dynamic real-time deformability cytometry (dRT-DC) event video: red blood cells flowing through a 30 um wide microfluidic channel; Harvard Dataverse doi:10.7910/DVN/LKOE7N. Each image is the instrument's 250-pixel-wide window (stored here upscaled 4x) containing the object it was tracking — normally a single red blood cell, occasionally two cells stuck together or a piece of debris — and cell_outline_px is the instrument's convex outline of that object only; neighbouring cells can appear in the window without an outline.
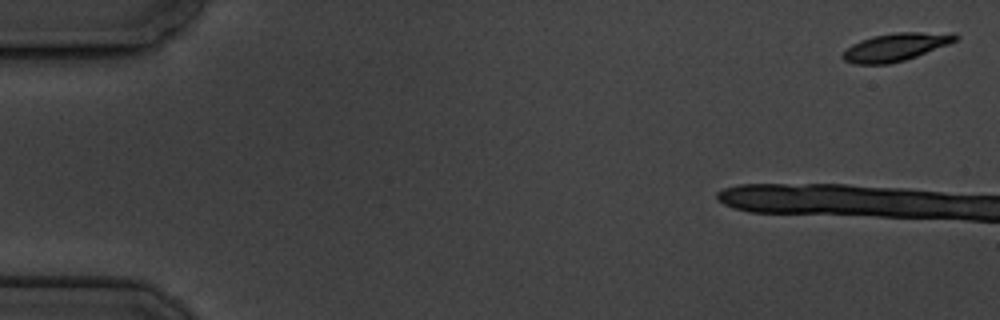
{"species": "common noctule bat (a hibernating species)", "species_latin": "Nyctalus noctula", "temperature_condition": "cold", "stored_images_in_passage": 5, "camera_frame_rate_fps": 3000, "um_per_image_px": 0.085, "animal": {"sex": "male", "body_mass_g": 19.5, "forearm_length_mm": 54.6}, "frame": {"image": 1, "passage_image": 1, "time_ms": 0.0, "image_size_px": [1000, 320], "cell_outline_px": [[960, 36], [956, 40], [948, 44], [916, 56], [904, 60], [888, 64], [856, 64], [844, 60], [840, 56], [852, 44], [860, 40], [872, 36], [896, 32], [956, 32]], "centroid_in_image_um": [76.15, 3.98], "position_along_channel_um": 8.8, "area_um2": 18.32}}